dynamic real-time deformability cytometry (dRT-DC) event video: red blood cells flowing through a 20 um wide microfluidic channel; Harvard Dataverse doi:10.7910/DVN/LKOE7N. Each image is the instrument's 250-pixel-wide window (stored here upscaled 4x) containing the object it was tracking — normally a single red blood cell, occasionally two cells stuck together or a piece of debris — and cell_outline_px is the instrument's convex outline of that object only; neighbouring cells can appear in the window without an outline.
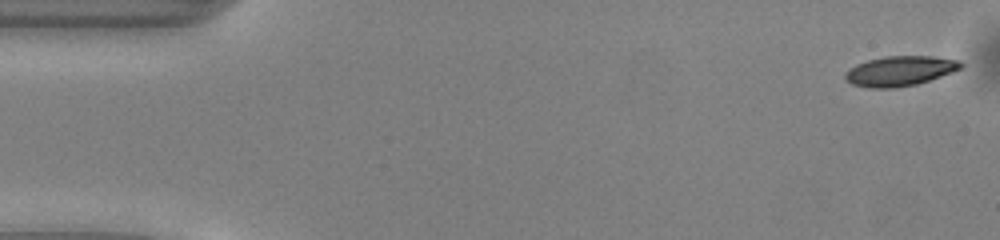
{"species": "common noctule bat (a hibernating species)", "species_latin": "Nyctalus noctula", "temperature_condition": "warm", "stored_images_in_passage": 49, "camera_frame_rate_fps": 3000, "um_per_image_px": 0.085, "animal": {"sex": "male", "body_mass_g": 13.0, "forearm_length_mm": 53.1}, "frame": {"image": 1, "passage_image": 1, "time_ms": 0.0, "image_size_px": [1000, 240], "cell_outline_px": [[964, 68], [916, 84], [892, 88], [868, 88], [852, 84], [844, 80], [844, 72], [848, 68], [856, 64], [868, 60], [884, 56], [932, 56], [960, 60], [964, 64]], "centroid_in_image_um": [76.47, 6.03], "position_along_channel_um": 8.5, "area_um2": 20.35}}
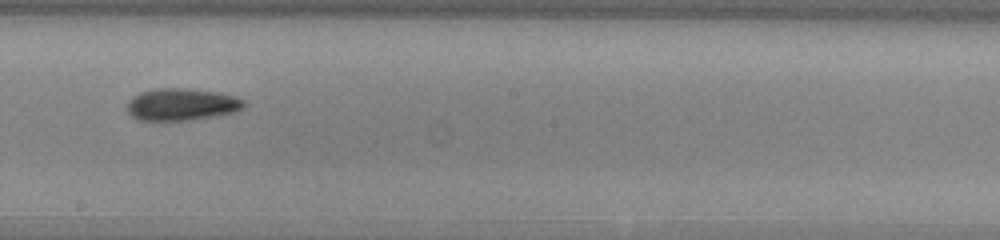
{"frame": {"image": 2, "passage_image": 27, "time_ms": 8.667, "image_size_px": [1000, 240], "cell_outline_px": [[248, 104], [244, 108], [236, 112], [216, 116], [192, 120], [140, 120], [132, 116], [128, 112], [128, 100], [132, 96], [140, 92], [152, 88], [188, 88], [220, 92], [236, 96], [244, 100]], "centroid_in_image_um": [15.49, 8.86], "position_along_channel_um": 232.7, "area_um2": 22.31}}
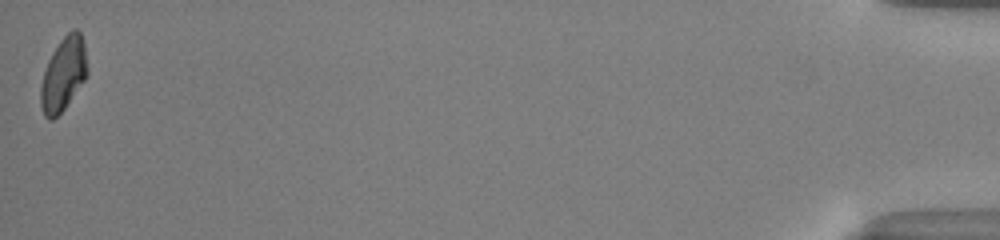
{"frame": {"image": 3, "passage_image": 49, "time_ms": 16.0, "image_size_px": [1000, 240], "cell_outline_px": [[88, 72], [84, 80], [64, 108], [52, 120], [48, 120], [44, 116], [40, 104], [40, 88], [44, 72], [48, 60], [52, 52], [60, 40], [72, 28], [76, 28], [80, 32], [84, 44], [88, 68]], "centroid_in_image_um": [5.38, 6.28], "position_along_channel_um": 429.8, "area_um2": 19.88}, "authors_computed_cell_mechanics": {"area_um2": 20.6924, "velocity_mm_per_s": 4.1178, "shape_relaxation_time_tau1_ms": 3.6145, "shape_relaxation_time_tau2_ms": 6.7313, "deformation_change_tau1": 0.1471, "deformation_change_tau2": 0.1608}}